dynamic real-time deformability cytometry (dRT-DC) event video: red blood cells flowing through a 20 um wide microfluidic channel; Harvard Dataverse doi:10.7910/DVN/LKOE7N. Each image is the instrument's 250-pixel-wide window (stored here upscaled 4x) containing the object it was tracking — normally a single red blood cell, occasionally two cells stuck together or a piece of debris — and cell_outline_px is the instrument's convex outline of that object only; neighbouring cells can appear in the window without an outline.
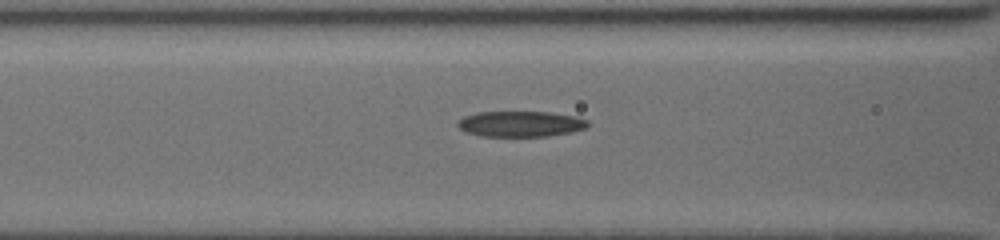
{"species": "common noctule bat (a hibernating species)", "species_latin": "Nyctalus noctula", "temperature_condition": "cold", "stored_images_in_passage": 15, "camera_frame_rate_fps": 3000, "um_per_image_px": 0.085, "animal": {"sex": "female", "body_mass_g": 19.5, "forearm_length_mm": 54.1}, "frame": {"image": 1, "passage_image": 5, "time_ms": 0.667, "image_size_px": [1000, 240], "cell_outline_px": [[588, 128], [572, 132], [548, 136], [480, 136], [464, 132], [456, 124], [464, 116], [476, 112], [552, 112], [576, 116], [588, 120]], "centroid_in_image_um": [44.27, 10.53], "position_along_channel_um": 122.3, "area_um2": 19.65}}
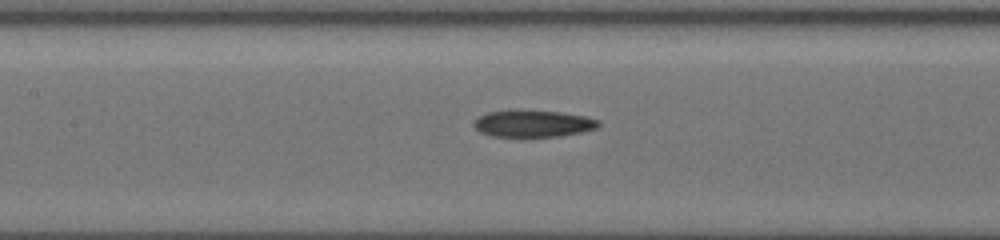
{"frame": {"image": 2, "passage_image": 11, "time_ms": 1.667, "image_size_px": [1000, 240], "cell_outline_px": [[600, 124], [596, 128], [580, 132], [556, 136], [492, 136], [480, 132], [472, 124], [472, 120], [488, 112], [512, 108], [516, 108], [560, 112], [588, 116], [600, 120]], "centroid_in_image_um": [45.27, 10.46], "position_along_channel_um": 162.1, "area_um2": 19.94}}